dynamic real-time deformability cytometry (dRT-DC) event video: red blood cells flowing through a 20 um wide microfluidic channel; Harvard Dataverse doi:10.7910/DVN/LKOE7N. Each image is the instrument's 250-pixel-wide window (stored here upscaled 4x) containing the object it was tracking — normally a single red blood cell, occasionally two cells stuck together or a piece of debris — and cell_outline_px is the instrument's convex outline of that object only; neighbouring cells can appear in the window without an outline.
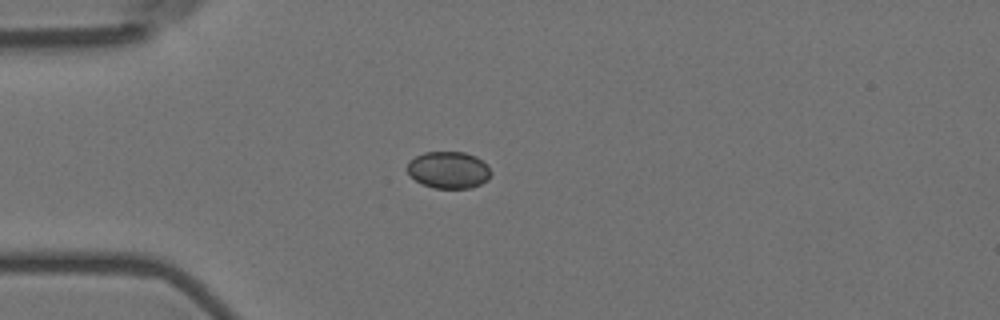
{"species": "Egyptian fruit bat (a non-hibernating species)", "species_latin": "Rousettus aegyptiacus", "temperature_condition": "room temperature", "stored_images_in_passage": 44, "camera_frame_rate_fps": 3000, "um_per_image_px": 0.085, "animal": {"sex": "female"}, "frame": {"image": 1, "passage_image": 1, "time_ms": 0.0, "image_size_px": [1000, 320], "cell_outline_px": [[492, 172], [488, 180], [472, 188], [432, 188], [416, 180], [408, 172], [408, 160], [424, 152], [464, 152], [476, 156]], "centroid_in_image_um": [38.13, 14.45], "position_along_channel_um": 46.9, "area_um2": 17.86}}
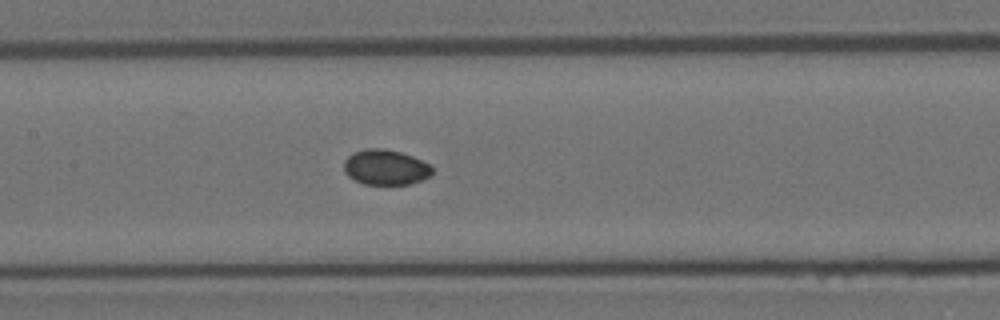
{"frame": {"image": 2, "passage_image": 13, "time_ms": 4.0, "image_size_px": [1000, 320], "cell_outline_px": [[432, 172], [424, 180], [408, 184], [364, 184], [348, 176], [344, 172], [344, 160], [348, 156], [364, 148], [384, 148], [400, 152], [412, 156], [428, 164], [432, 168]], "centroid_in_image_um": [32.75, 14.22], "position_along_channel_um": 174.6, "area_um2": 18.03}}
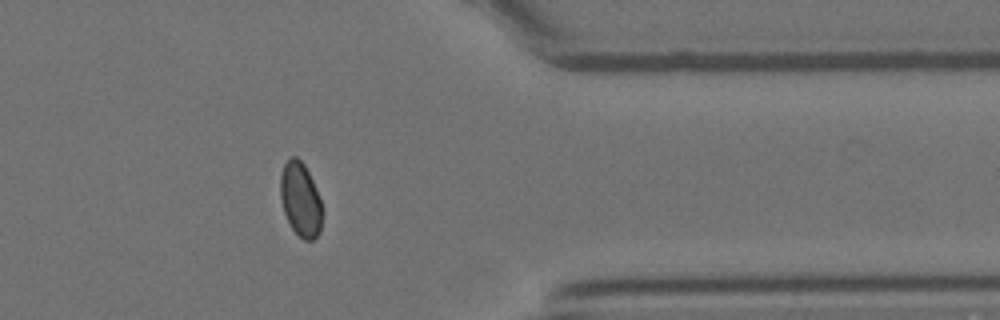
{"frame": {"image": 3, "passage_image": 32, "time_ms": 10.333, "image_size_px": [1000, 320], "cell_outline_px": [[324, 208], [320, 232], [312, 240], [304, 240], [292, 228], [284, 212], [280, 196], [280, 176], [284, 164], [292, 156], [296, 156], [304, 164], [312, 180]], "centroid_in_image_um": [25.56, 16.96], "position_along_channel_um": 385.8, "area_um2": 18.09}, "authors_computed_cell_mechanics": {"area_um2": 18.3804, "velocity_mm_per_s": 3.5777, "shape_relaxation_time_tau1_ms": null, "shape_relaxation_time_tau2_ms": 6.2662, "deformation_change_tau1": null, "deformation_change_tau2": 0.0317}}